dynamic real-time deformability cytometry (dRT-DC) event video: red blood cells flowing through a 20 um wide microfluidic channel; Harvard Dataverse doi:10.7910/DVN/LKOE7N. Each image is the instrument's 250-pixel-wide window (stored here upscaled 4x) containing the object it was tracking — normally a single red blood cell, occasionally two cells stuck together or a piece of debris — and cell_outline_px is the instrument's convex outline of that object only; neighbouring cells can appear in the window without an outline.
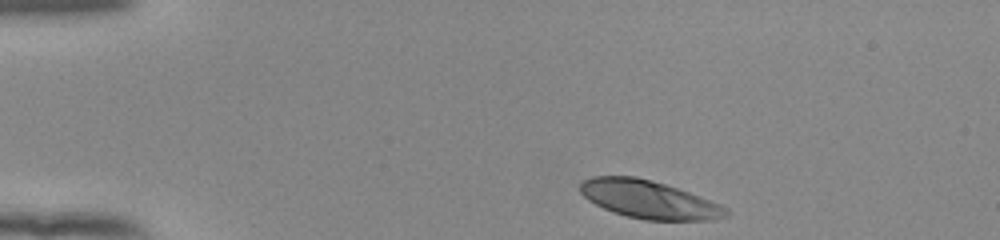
{"species": "human", "species_latin": "Homo sapiens", "temperature_condition": "room temperature", "stored_images_in_passage": 38, "camera_frame_rate_fps": 3000, "um_per_image_px": 0.085, "donor": {"sex": "female"}, "frame": {"image": 1, "passage_image": 1, "time_ms": 0.0, "image_size_px": [1000, 240], "cell_outline_px": [[728, 216], [712, 220], [644, 220], [628, 216], [604, 208], [588, 200], [580, 192], [580, 184], [584, 180], [592, 176], [636, 176], [664, 184], [688, 192], [720, 204], [728, 208]], "centroid_in_image_um": [55.16, 16.96], "position_along_channel_um": 29.8, "area_um2": 31.96}}
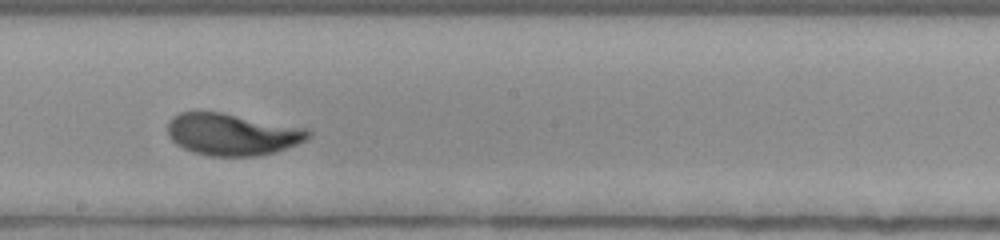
{"frame": {"image": 2, "passage_image": 22, "time_ms": 7.0, "image_size_px": [1000, 240], "cell_outline_px": [[312, 136], [296, 144], [276, 152], [256, 156], [208, 156], [192, 152], [176, 144], [168, 136], [168, 120], [172, 116], [180, 112], [220, 112], [308, 128], [312, 132]], "centroid_in_image_um": [19.73, 11.42], "position_along_channel_um": 228.5, "area_um2": 34.51}}
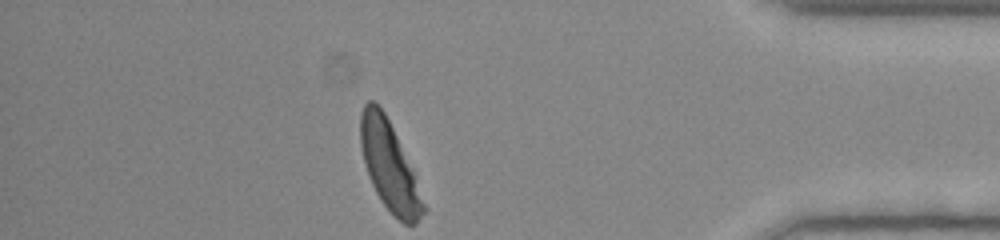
{"frame": {"image": 3, "passage_image": 38, "time_ms": 12.333, "image_size_px": [1000, 240], "cell_outline_px": [[428, 208], [416, 224], [404, 224], [380, 200], [372, 184], [364, 160], [360, 144], [360, 116], [364, 104], [368, 100], [372, 100], [384, 112], [396, 136]], "centroid_in_image_um": [33.09, 14.14], "position_along_channel_um": 402.1, "area_um2": 31.62}, "authors_computed_cell_mechanics": {"area_um2": 33.6974, "velocity_mm_per_s": 3.8776, "shape_relaxation_time_tau1_ms": 2.6175, "shape_relaxation_time_tau2_ms": null, "deformation_change_tau1": 0.1716, "deformation_change_tau2": null}}